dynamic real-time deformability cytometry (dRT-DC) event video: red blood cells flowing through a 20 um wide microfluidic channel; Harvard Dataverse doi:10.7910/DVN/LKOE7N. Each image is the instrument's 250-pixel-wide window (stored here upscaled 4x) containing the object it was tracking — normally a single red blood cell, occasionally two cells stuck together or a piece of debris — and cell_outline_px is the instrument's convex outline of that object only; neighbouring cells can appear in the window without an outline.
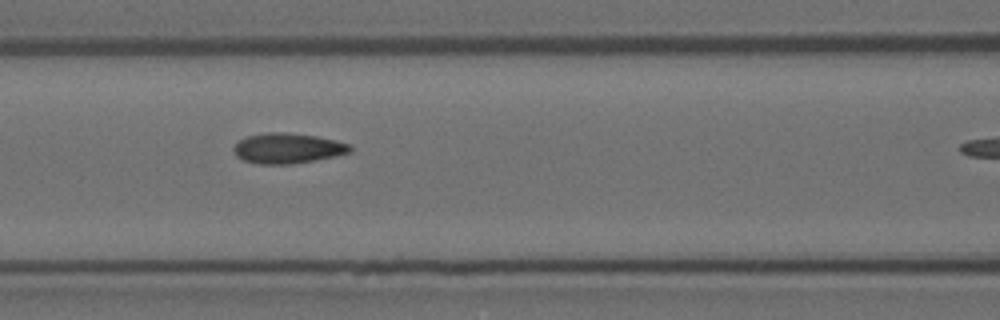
{"species": "Egyptian fruit bat (a non-hibernating species)", "species_latin": "Rousettus aegyptiacus", "temperature_condition": "room temperature", "stored_images_in_passage": 6, "segment_of_instrument_passage": [1, 2], "camera_frame_rate_fps": 3000, "um_per_image_px": 0.085, "animal": {"sex": "female"}, "frame": {"image": 1, "passage_image": 4, "time_ms": 1.0, "image_size_px": [1000, 320], "cell_outline_px": [[352, 152], [292, 164], [256, 164], [244, 160], [236, 156], [232, 148], [240, 140], [248, 136], [268, 132], [284, 132], [316, 136], [336, 140], [348, 144], [352, 148]], "centroid_in_image_um": [24.42, 12.6], "position_along_channel_um": 142.2, "area_um2": 20.35}}
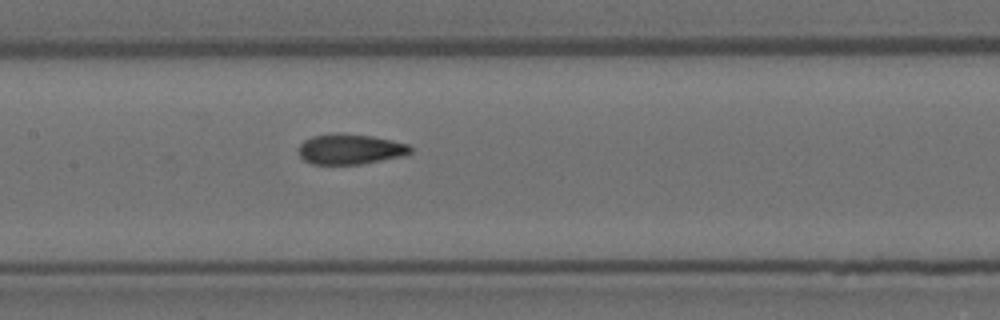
{"frame": {"image": 2, "passage_image": 5, "time_ms": 1.333, "image_size_px": [1000, 320], "cell_outline_px": [[412, 152], [404, 156], [360, 164], [312, 164], [304, 160], [300, 156], [300, 144], [304, 140], [312, 136], [332, 132], [344, 132], [372, 136], [392, 140], [408, 144], [412, 148]], "centroid_in_image_um": [29.78, 12.66], "position_along_channel_um": 177.6, "area_um2": 20.0}}